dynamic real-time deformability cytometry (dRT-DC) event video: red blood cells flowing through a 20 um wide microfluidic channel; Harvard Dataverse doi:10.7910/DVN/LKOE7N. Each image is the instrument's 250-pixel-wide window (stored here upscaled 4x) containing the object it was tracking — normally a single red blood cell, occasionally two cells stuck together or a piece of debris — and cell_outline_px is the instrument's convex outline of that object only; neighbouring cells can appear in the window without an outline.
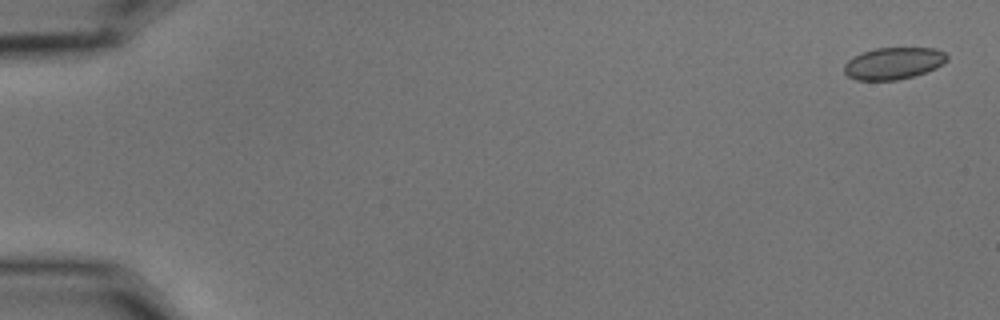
{"species": "common noctule bat (a hibernating species)", "species_latin": "Nyctalus noctula", "temperature_condition": "cold", "stored_images_in_passage": 10, "camera_frame_rate_fps": 3000, "um_per_image_px": 0.085, "animal": {"sex": "male", "body_mass_g": 15.6}, "frame": {"image": 1, "passage_image": 2, "time_ms": 0.333, "image_size_px": [1000, 320], "cell_outline_px": [[948, 60], [944, 64], [936, 68], [912, 76], [896, 80], [856, 80], [848, 76], [844, 72], [844, 64], [852, 56], [876, 48], [936, 48], [944, 52], [948, 56]], "centroid_in_image_um": [75.95, 5.38], "position_along_channel_um": 9.1, "area_um2": 19.13}}